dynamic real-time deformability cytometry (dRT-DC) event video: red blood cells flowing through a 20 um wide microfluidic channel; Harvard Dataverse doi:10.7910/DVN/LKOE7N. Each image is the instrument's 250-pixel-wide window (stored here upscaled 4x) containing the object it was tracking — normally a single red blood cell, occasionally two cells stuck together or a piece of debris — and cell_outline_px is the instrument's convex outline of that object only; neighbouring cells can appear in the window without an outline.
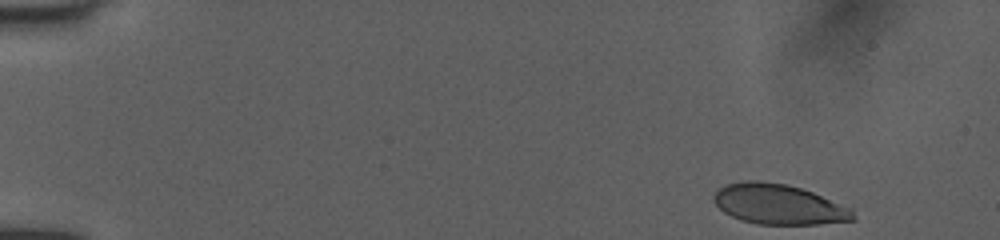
{"species": "human", "species_latin": "Homo sapiens", "temperature_condition": "room temperature", "stored_images_in_passage": 48, "camera_frame_rate_fps": 3000, "um_per_image_px": 0.085, "donor": {"sex": "female"}, "frame": {"image": 1, "passage_image": 1, "time_ms": 0.0, "image_size_px": [1000, 240], "cell_outline_px": [[856, 220], [816, 224], [756, 224], [740, 220], [724, 212], [712, 200], [712, 196], [724, 184], [744, 180], [756, 180], [784, 184], [800, 188], [812, 192], [852, 208], [856, 216]], "centroid_in_image_um": [66.18, 17.37], "position_along_channel_um": 18.8, "area_um2": 32.66}}
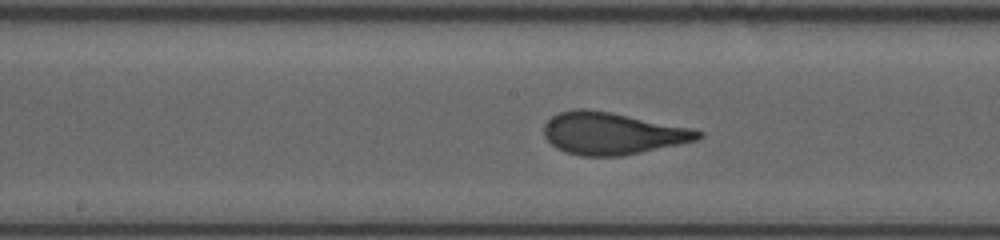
{"frame": {"image": 2, "passage_image": 24, "time_ms": 7.667, "image_size_px": [1000, 240], "cell_outline_px": [[704, 136], [696, 140], [680, 144], [620, 156], [580, 156], [564, 152], [556, 148], [544, 136], [544, 124], [552, 116], [560, 112], [576, 108], [584, 108], [608, 112], [696, 128], [704, 132]], "centroid_in_image_um": [52.06, 11.34], "position_along_channel_um": 196.1, "area_um2": 37.92}}
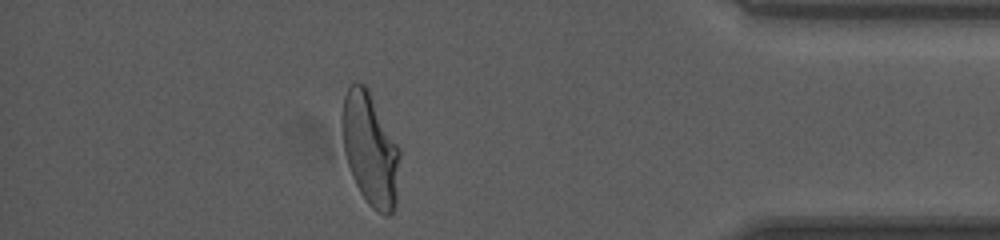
{"frame": {"image": 3, "passage_image": 42, "time_ms": 13.667, "image_size_px": [1000, 240], "cell_outline_px": [[400, 152], [396, 204], [392, 212], [388, 216], [384, 216], [376, 212], [368, 204], [360, 192], [352, 176], [344, 152], [340, 124], [340, 116], [344, 96], [348, 88], [356, 80], [364, 84], [368, 88], [400, 148]], "centroid_in_image_um": [31.45, 12.67], "position_along_channel_um": 403.8, "area_um2": 38.44}, "authors_computed_cell_mechanics": {"area_um2": 37.1365, "velocity_mm_per_s": 4.0015, "shape_relaxation_time_tau1_ms": 4.5781, "shape_relaxation_time_tau2_ms": null, "deformation_change_tau1": 0.1924, "deformation_change_tau2": null}}